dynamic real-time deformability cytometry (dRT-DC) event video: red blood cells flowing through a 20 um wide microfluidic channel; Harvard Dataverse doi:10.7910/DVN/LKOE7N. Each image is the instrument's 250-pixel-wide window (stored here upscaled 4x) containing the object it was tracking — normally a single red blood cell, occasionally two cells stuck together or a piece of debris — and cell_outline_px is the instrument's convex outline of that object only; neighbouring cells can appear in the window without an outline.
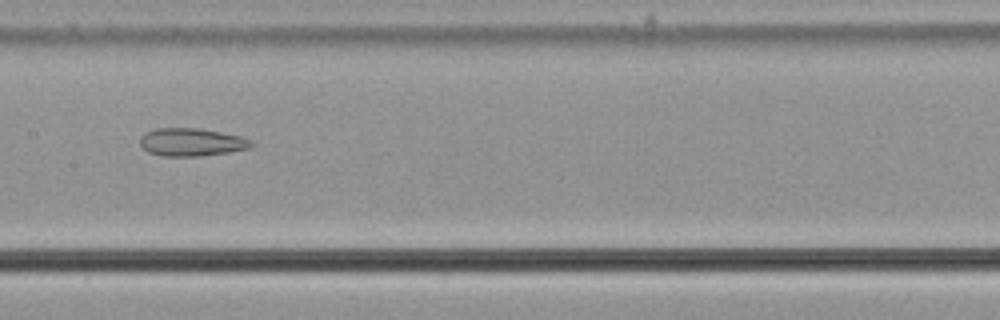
{"species": "common noctule bat (a hibernating species)", "species_latin": "Nyctalus noctula", "temperature_condition": "cold", "stored_images_in_passage": 44, "camera_frame_rate_fps": 3000, "um_per_image_px": 0.085, "animal": {"sex": "male", "body_mass_g": 21.5, "forearm_length_mm": 52.0}, "frame": {"image": 1, "passage_image": 16, "time_ms": 5.0, "image_size_px": [1000, 320], "cell_outline_px": [[256, 144], [248, 148], [228, 152], [200, 156], [164, 156], [148, 152], [140, 144], [140, 136], [144, 132], [156, 128], [200, 128], [240, 136], [252, 140]], "centroid_in_image_um": [16.27, 12.07], "position_along_channel_um": 191.1, "area_um2": 18.15}}
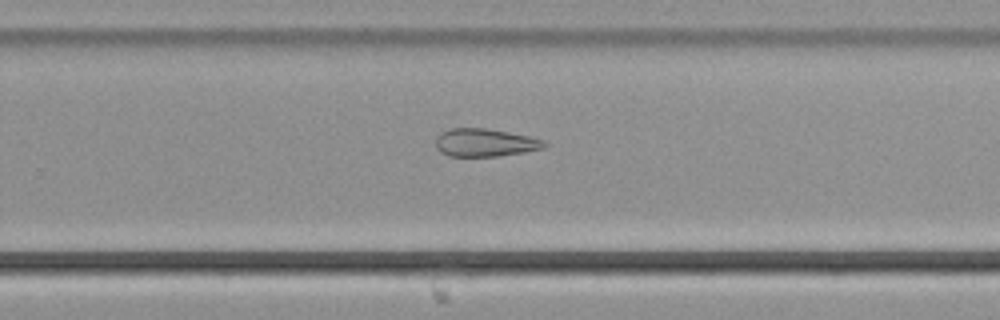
{"frame": {"image": 2, "passage_image": 24, "time_ms": 7.667, "image_size_px": [1000, 320], "cell_outline_px": [[548, 144], [544, 148], [524, 152], [496, 156], [448, 156], [440, 152], [436, 148], [436, 136], [440, 132], [452, 128], [484, 128], [508, 132], [528, 136], [544, 140]], "centroid_in_image_um": [41.2, 12.12], "position_along_channel_um": 288.6, "area_um2": 17.69}}
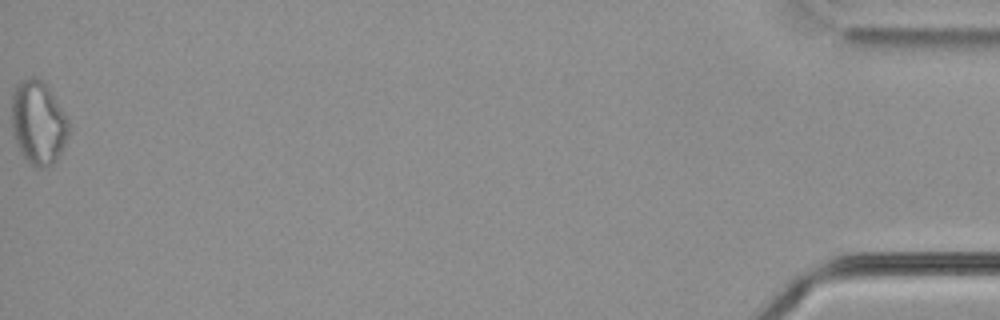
{"frame": {"image": 3, "passage_image": 44, "time_ms": 14.333, "image_size_px": [1000, 320], "cell_outline_px": [[68, 132], [64, 144], [56, 160], [52, 164], [40, 168], [32, 164], [20, 152], [12, 128], [12, 96], [20, 80], [32, 76], [40, 80], [48, 88], [68, 120]], "centroid_in_image_um": [3.23, 10.42], "position_along_channel_um": 432.0, "area_um2": 26.99}, "authors_computed_cell_mechanics": {"area_um2": 20.6057, "velocity_mm_per_s": 3.6716, "shape_relaxation_time_tau1_ms": null, "shape_relaxation_time_tau2_ms": 3.7027, "deformation_change_tau1": null, "deformation_change_tau2": 0.1076}}